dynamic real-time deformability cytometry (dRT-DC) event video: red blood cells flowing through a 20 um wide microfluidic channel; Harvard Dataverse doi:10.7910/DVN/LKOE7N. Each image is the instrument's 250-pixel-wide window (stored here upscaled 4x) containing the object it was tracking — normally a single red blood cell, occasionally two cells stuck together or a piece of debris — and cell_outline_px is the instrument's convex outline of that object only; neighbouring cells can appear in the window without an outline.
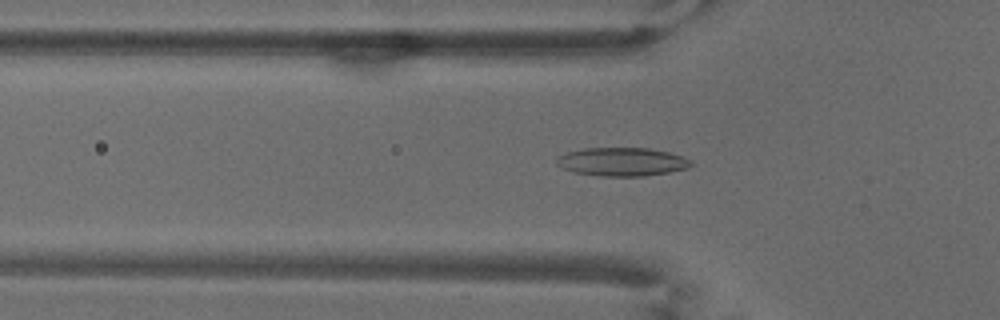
{"species": "common noctule bat (a hibernating species)", "species_latin": "Nyctalus noctula", "temperature_condition": "warm", "stored_images_in_passage": 27, "camera_frame_rate_fps": 3000, "um_per_image_px": 0.085, "animal": {"sex": "male", "body_mass_g": 18.8}, "frame": {"image": 1, "passage_image": 18, "time_ms": 5.667, "image_size_px": [1000, 320], "cell_outline_px": [[692, 164], [688, 168], [668, 172], [644, 176], [600, 176], [572, 172], [560, 168], [556, 164], [556, 156], [568, 152], [584, 148], [648, 148], [668, 152], [692, 160]], "centroid_in_image_um": [52.81, 13.75], "position_along_channel_um": 73.0, "area_um2": 22.37}}
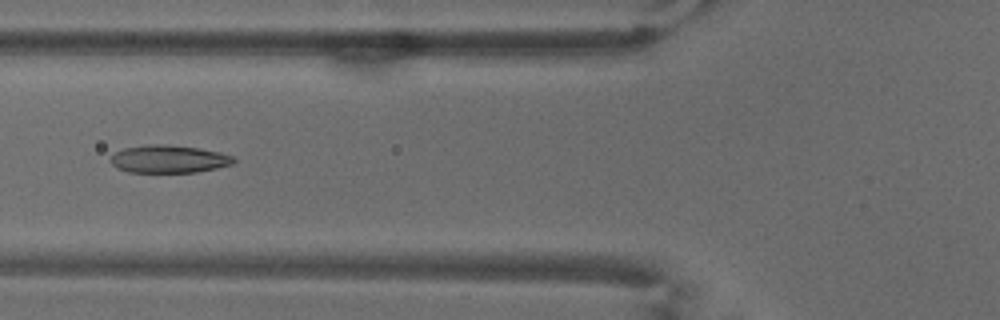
{"frame": {"image": 2, "passage_image": 21, "time_ms": 6.667, "image_size_px": [1000, 320], "cell_outline_px": [[236, 160], [232, 164], [216, 168], [196, 172], [128, 172], [116, 168], [108, 160], [116, 152], [124, 148], [148, 144], [164, 144], [196, 148], [220, 152], [232, 156]], "centroid_in_image_um": [14.31, 13.52], "position_along_channel_um": 111.5, "area_um2": 19.83}}
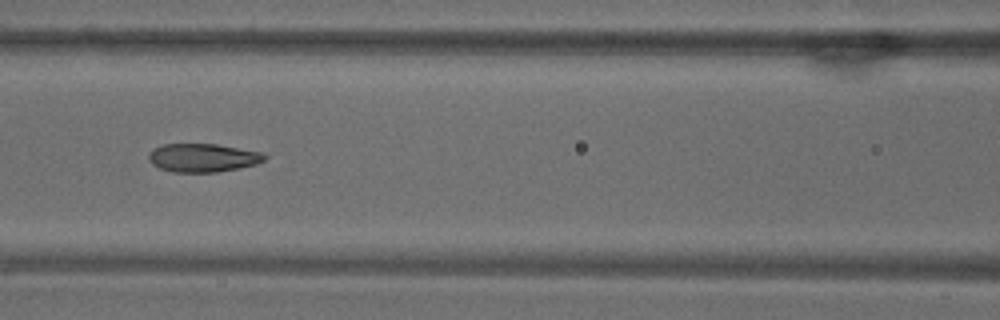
{"frame": {"image": 3, "passage_image": 24, "time_ms": 7.667, "image_size_px": [1000, 320], "cell_outline_px": [[268, 156], [264, 160], [256, 164], [240, 168], [216, 172], [172, 172], [160, 168], [152, 164], [148, 160], [148, 152], [152, 148], [160, 144], [216, 144], [260, 152]], "centroid_in_image_um": [17.19, 13.41], "position_along_channel_um": 149.4, "area_um2": 19.31}}